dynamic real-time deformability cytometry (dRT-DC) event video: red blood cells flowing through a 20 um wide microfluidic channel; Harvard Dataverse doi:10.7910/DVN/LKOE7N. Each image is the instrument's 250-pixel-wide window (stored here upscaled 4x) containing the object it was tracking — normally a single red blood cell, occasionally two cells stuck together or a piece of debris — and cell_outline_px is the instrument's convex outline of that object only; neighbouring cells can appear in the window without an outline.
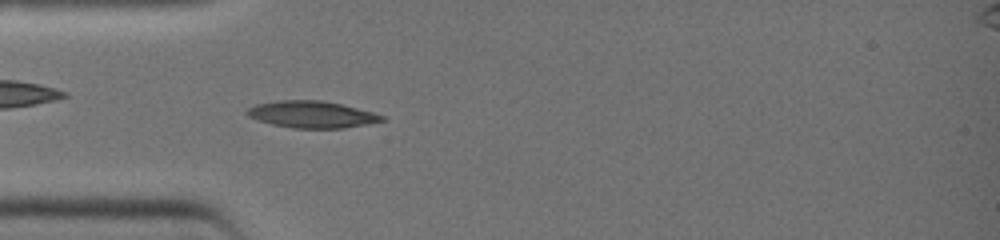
{"species": "common noctule bat (a hibernating species)", "species_latin": "Nyctalus noctula", "temperature_condition": "warm", "stored_images_in_passage": 38, "camera_frame_rate_fps": 3000, "um_per_image_px": 0.085, "animal": {"sex": "female", "body_mass_g": 19.0, "forearm_length_mm": 51.5}, "frame": {"image": 1, "passage_image": 11, "time_ms": 3.333, "image_size_px": [1000, 240], "cell_outline_px": [[388, 120], [368, 124], [344, 128], [292, 128], [272, 124], [248, 116], [244, 112], [248, 108], [256, 104], [276, 100], [320, 100], [340, 104], [372, 112], [384, 116]], "centroid_in_image_um": [26.5, 9.73], "position_along_channel_um": 58.5, "area_um2": 21.04}}
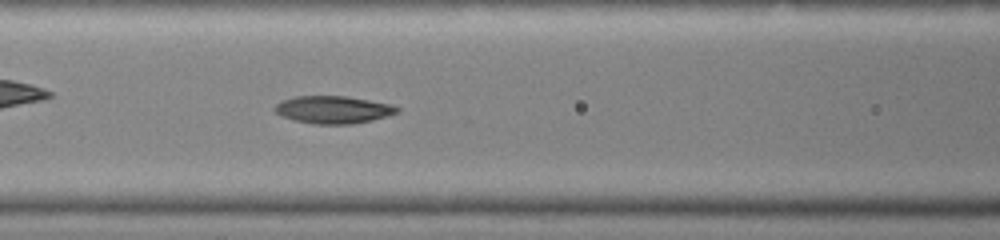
{"frame": {"image": 2, "passage_image": 16, "time_ms": 5.0, "image_size_px": [1000, 240], "cell_outline_px": [[400, 112], [372, 120], [352, 124], [312, 124], [292, 120], [280, 116], [272, 108], [276, 104], [284, 100], [296, 96], [348, 96], [392, 104], [400, 108]], "centroid_in_image_um": [28.32, 9.32], "position_along_channel_um": 138.3, "area_um2": 19.83}}
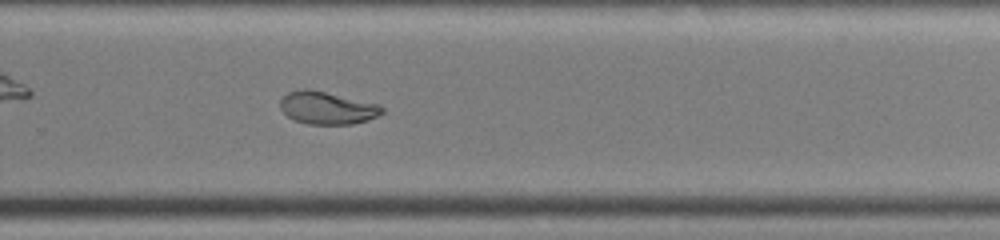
{"frame": {"image": 3, "passage_image": 26, "time_ms": 8.333, "image_size_px": [1000, 240], "cell_outline_px": [[384, 112], [368, 120], [352, 124], [308, 124], [296, 120], [288, 116], [280, 108], [280, 100], [288, 92], [304, 88], [308, 88], [380, 104], [384, 108]], "centroid_in_image_um": [27.82, 9.16], "position_along_channel_um": 302.0, "area_um2": 19.31}}